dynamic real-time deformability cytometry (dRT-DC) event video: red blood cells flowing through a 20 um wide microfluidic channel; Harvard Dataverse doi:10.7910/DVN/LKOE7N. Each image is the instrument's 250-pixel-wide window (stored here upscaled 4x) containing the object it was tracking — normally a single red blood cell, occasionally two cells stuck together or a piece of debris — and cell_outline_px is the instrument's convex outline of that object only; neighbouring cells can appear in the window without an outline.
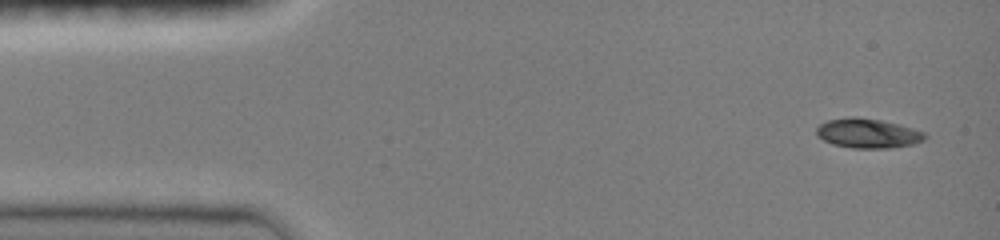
{"species": "common noctule bat (a hibernating species)", "species_latin": "Nyctalus noctula", "temperature_condition": "room temperature", "stored_images_in_passage": 8, "camera_frame_rate_fps": 3000, "um_per_image_px": 0.085, "animal": {"sex": "female", "body_mass_g": 19.0, "forearm_length_mm": 51.5}, "frame": {"image": 1, "passage_image": 1, "time_ms": 0.0, "image_size_px": [1000, 240], "cell_outline_px": [[928, 136], [924, 140], [912, 144], [892, 148], [852, 148], [832, 144], [824, 140], [816, 132], [816, 128], [820, 124], [828, 120], [852, 116], [856, 116], [880, 120], [900, 124], [924, 132]], "centroid_in_image_um": [73.78, 11.33], "position_along_channel_um": 11.2, "area_um2": 18.67}}
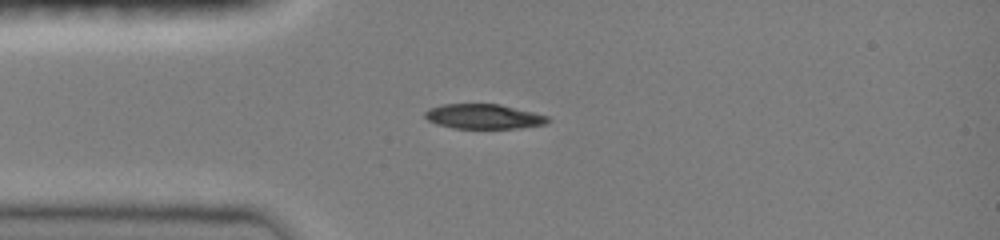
{"frame": {"image": 2, "passage_image": 5, "time_ms": 1.333, "image_size_px": [1000, 240], "cell_outline_px": [[548, 124], [520, 128], [452, 128], [436, 124], [428, 120], [424, 116], [424, 112], [428, 108], [444, 104], [500, 104], [548, 116]], "centroid_in_image_um": [41.08, 9.9], "position_along_channel_um": 43.9, "area_um2": 17.74}}
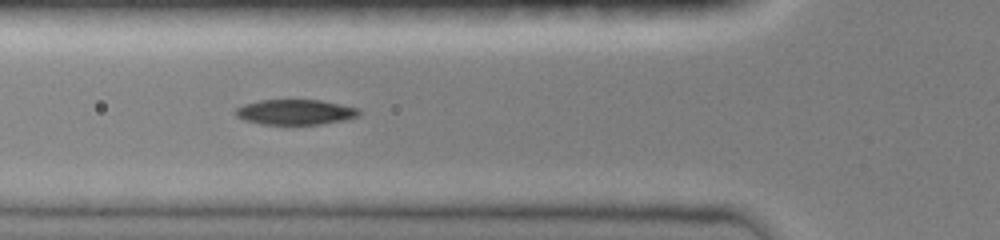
{"frame": {"image": 3, "passage_image": 7, "time_ms": 2.0, "image_size_px": [1000, 240], "cell_outline_px": [[360, 116], [344, 120], [320, 124], [260, 124], [244, 120], [236, 116], [236, 108], [244, 104], [260, 100], [320, 100], [360, 108]], "centroid_in_image_um": [25.12, 9.52], "position_along_channel_um": 100.7, "area_um2": 18.15}}